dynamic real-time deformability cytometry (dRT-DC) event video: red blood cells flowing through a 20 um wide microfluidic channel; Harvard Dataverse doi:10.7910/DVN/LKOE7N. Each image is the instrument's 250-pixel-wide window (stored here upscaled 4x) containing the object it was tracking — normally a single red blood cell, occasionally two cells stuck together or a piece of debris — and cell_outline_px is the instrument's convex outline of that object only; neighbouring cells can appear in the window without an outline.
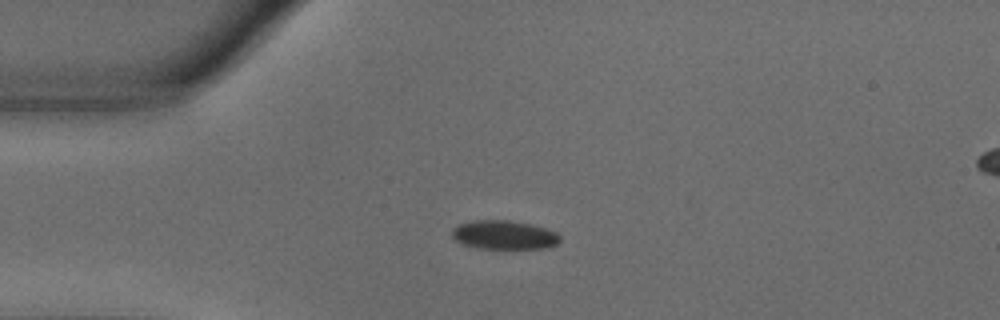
{"species": "common noctule bat (a hibernating species)", "species_latin": "Nyctalus noctula", "temperature_condition": "warm", "stored_images_in_passage": 43, "camera_frame_rate_fps": 3000, "um_per_image_px": 0.085, "animal": {"sex": "male", "body_mass_g": 18.8}, "frame": {"image": 1, "passage_image": 1, "time_ms": 0.0, "image_size_px": [1000, 320], "cell_outline_px": [[560, 240], [556, 244], [548, 248], [476, 248], [464, 244], [456, 240], [452, 236], [452, 228], [460, 224], [472, 220], [508, 220], [532, 224], [556, 232], [560, 236]], "centroid_in_image_um": [42.85, 19.96], "position_along_channel_um": 42.2, "area_um2": 18.09}}
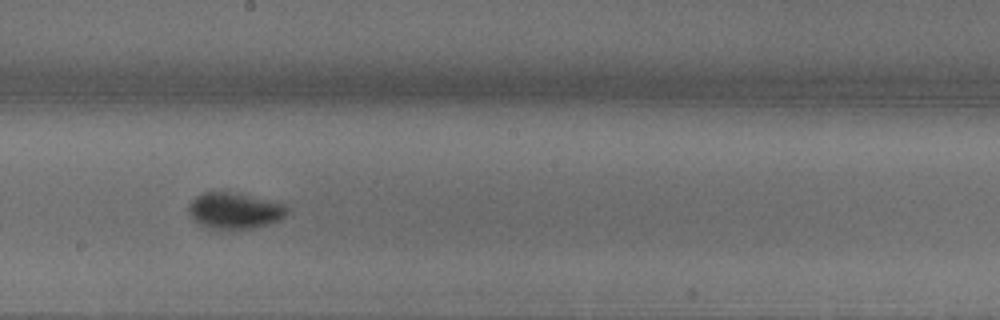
{"frame": {"image": 2, "passage_image": 18, "time_ms": 5.667, "image_size_px": [1000, 320], "cell_outline_px": [[288, 212], [280, 220], [268, 224], [252, 228], [212, 228], [200, 224], [192, 220], [188, 212], [188, 204], [196, 196], [204, 192], [232, 192], [284, 204], [288, 208]], "centroid_in_image_um": [19.91, 17.9], "position_along_channel_um": 228.3, "area_um2": 20.46}}
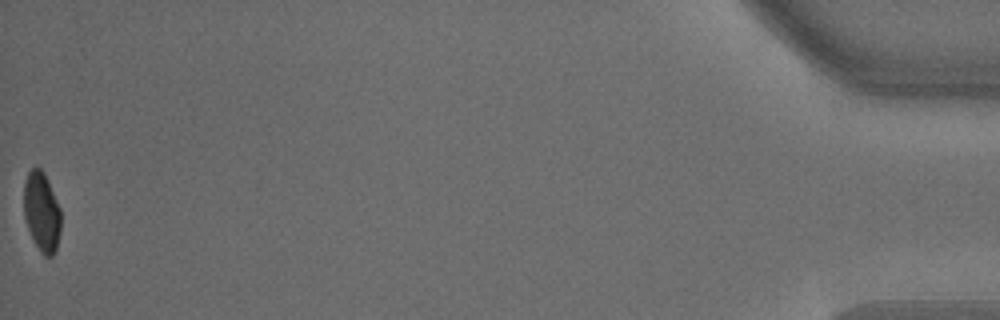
{"frame": {"image": 3, "passage_image": 43, "time_ms": 14.0, "image_size_px": [1000, 320], "cell_outline_px": [[60, 232], [56, 248], [52, 256], [44, 256], [40, 252], [32, 240], [24, 220], [24, 180], [28, 172], [32, 168], [40, 168], [44, 172], [60, 208]], "centroid_in_image_um": [3.52, 18.02], "position_along_channel_um": 431.7, "area_um2": 17.28}, "authors_computed_cell_mechanics": {"area_um2": 19.3052, "velocity_mm_per_s": 3.6408, "shape_relaxation_time_tau1_ms": 2.8985, "shape_relaxation_time_tau2_ms": null, "deformation_change_tau1": 0.1324, "deformation_change_tau2": null}}